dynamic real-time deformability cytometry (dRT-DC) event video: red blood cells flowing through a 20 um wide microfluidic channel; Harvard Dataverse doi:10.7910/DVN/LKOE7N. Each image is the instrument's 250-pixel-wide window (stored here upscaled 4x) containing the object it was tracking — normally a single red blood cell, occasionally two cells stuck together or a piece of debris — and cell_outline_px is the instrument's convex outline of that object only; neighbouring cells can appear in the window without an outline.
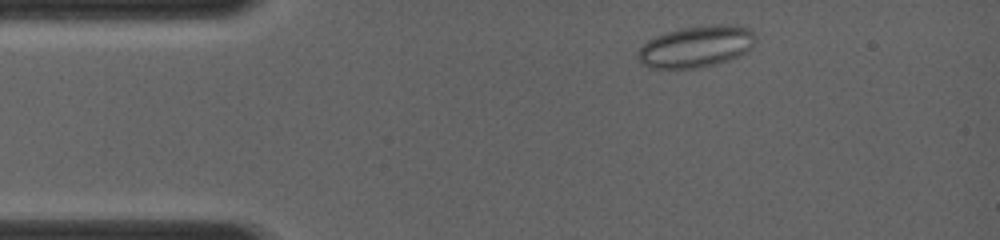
{"species": "common noctule bat (a hibernating species)", "species_latin": "Nyctalus noctula", "temperature_condition": "room temperature", "stored_images_in_passage": 4, "camera_frame_rate_fps": 4000, "um_per_image_px": 0.085, "animal": {"sex": "female", "body_mass_g": 19.0, "forearm_length_mm": 56.7}, "frame": {"image": 1, "passage_image": 1, "time_ms": 0.0, "image_size_px": [1000, 240], "cell_outline_px": [[756, 40], [752, 48], [748, 52], [740, 56], [716, 64], [696, 68], [648, 68], [640, 64], [636, 56], [636, 52], [648, 40], [656, 36], [668, 32], [684, 28], [712, 24], [736, 24], [752, 28], [756, 36]], "centroid_in_image_um": [59.22, 3.95], "position_along_channel_um": 25.8, "area_um2": 28.96}}
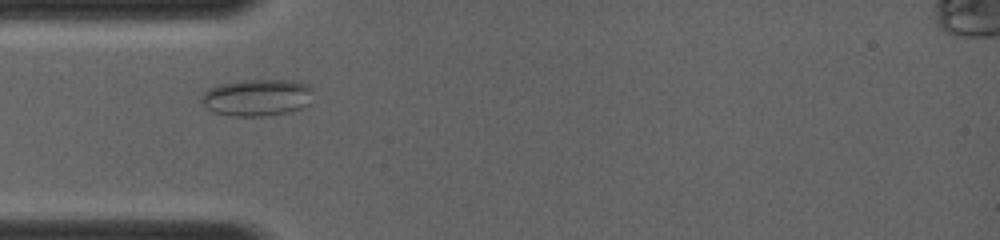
{"frame": {"image": 2, "passage_image": 3, "time_ms": 2.0, "image_size_px": [1000, 240], "cell_outline_px": [[312, 88], [308, 104], [300, 108], [288, 112], [264, 116], [236, 116], [212, 112], [200, 100], [200, 96], [208, 88], [220, 84], [244, 80], [300, 80], [308, 84]], "centroid_in_image_um": [21.84, 8.27], "position_along_channel_um": 63.2, "area_um2": 24.04}}